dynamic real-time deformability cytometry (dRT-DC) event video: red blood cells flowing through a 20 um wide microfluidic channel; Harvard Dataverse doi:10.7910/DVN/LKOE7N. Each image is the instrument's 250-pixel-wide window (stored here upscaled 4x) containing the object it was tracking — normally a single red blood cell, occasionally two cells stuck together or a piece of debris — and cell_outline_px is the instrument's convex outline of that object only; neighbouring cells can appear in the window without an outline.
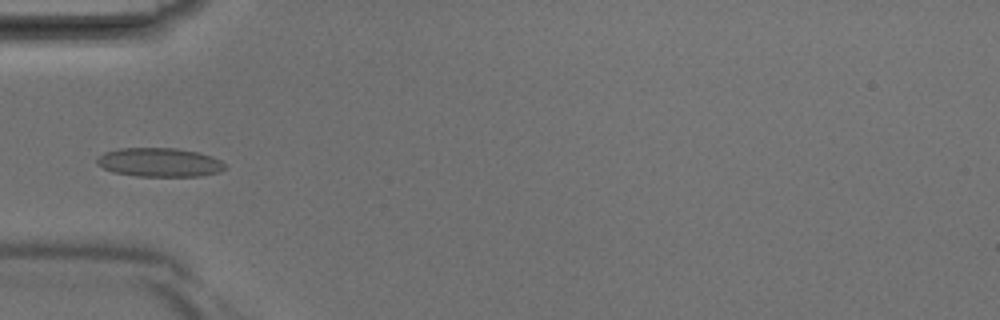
{"species": "Egyptian fruit bat (a non-hibernating species)", "species_latin": "Rousettus aegyptiacus", "temperature_condition": "room temperature", "stored_images_in_passage": 41, "camera_frame_rate_fps": 3000, "um_per_image_px": 0.085, "animal": {"sex": "male"}, "frame": {"image": 1, "passage_image": 14, "time_ms": 4.333, "image_size_px": [1000, 320], "cell_outline_px": [[228, 168], [220, 172], [200, 176], [136, 176], [112, 172], [96, 164], [96, 160], [104, 152], [120, 148], [176, 148], [200, 152], [212, 156], [220, 160]], "centroid_in_image_um": [13.58, 13.8], "position_along_channel_um": 71.4, "area_um2": 21.73}}
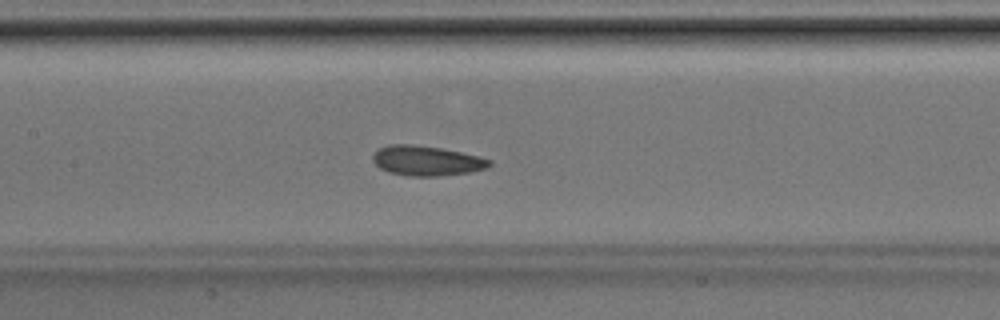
{"frame": {"image": 2, "passage_image": 20, "time_ms": 6.333, "image_size_px": [1000, 320], "cell_outline_px": [[492, 164], [488, 168], [468, 172], [436, 176], [408, 176], [388, 172], [380, 168], [372, 160], [372, 156], [376, 148], [388, 144], [412, 144], [440, 148], [480, 156], [492, 160]], "centroid_in_image_um": [36.23, 13.65], "position_along_channel_um": 171.2, "area_um2": 20.46}}
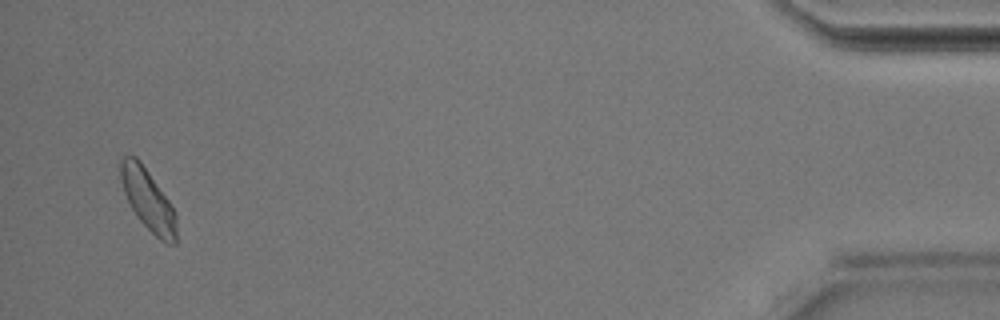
{"frame": {"image": 3, "passage_image": 40, "time_ms": 13.0, "image_size_px": [1000, 320], "cell_outline_px": [[176, 244], [168, 244], [160, 240], [136, 216], [124, 192], [120, 180], [120, 160], [124, 156], [136, 156], [140, 160], [168, 200], [176, 216]], "centroid_in_image_um": [12.56, 16.97], "position_along_channel_um": 422.6, "area_um2": 19.59}}